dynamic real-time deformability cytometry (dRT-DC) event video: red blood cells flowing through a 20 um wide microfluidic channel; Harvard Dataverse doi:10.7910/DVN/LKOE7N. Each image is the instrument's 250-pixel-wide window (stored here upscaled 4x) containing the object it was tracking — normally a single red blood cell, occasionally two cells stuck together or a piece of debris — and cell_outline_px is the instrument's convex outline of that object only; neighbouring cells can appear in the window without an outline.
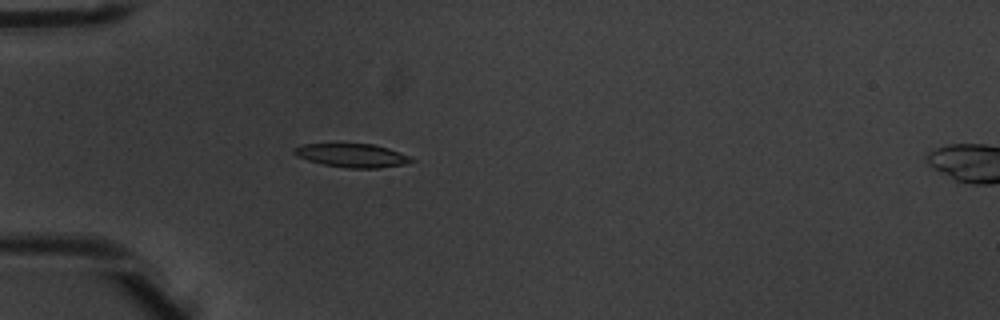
{"species": "common noctule bat (a hibernating species)", "species_latin": "Nyctalus noctula", "temperature_condition": "warm", "stored_images_in_passage": 6, "camera_frame_rate_fps": 3000, "um_per_image_px": 0.085, "animal": {"sex": "male", "body_mass_g": 20.1, "forearm_length_mm": 53.5}, "frame": {"image": 1, "passage_image": 5, "time_ms": 1.333, "image_size_px": [1000, 320], "cell_outline_px": [[416, 160], [404, 164], [380, 168], [344, 168], [324, 164], [308, 160], [296, 156], [292, 152], [296, 148], [304, 144], [372, 144], [388, 148], [408, 156]], "centroid_in_image_um": [29.93, 13.22], "position_along_channel_um": 55.1, "area_um2": 15.9}}